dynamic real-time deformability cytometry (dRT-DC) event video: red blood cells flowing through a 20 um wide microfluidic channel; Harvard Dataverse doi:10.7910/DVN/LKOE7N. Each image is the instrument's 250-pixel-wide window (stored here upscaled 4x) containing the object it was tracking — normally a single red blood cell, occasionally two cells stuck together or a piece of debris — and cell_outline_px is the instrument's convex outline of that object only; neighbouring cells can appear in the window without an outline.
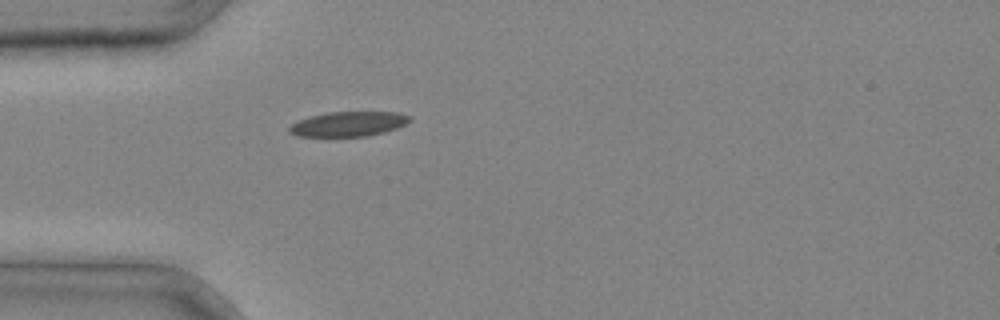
{"species": "common noctule bat (a hibernating species)", "species_latin": "Nyctalus noctula", "temperature_condition": "cold", "stored_images_in_passage": 25, "camera_frame_rate_fps": 3000, "um_per_image_px": 0.085, "animal": {"sex": "male", "body_mass_g": 20.4}, "frame": {"image": 1, "passage_image": 1, "time_ms": 0.0, "image_size_px": [1000, 320], "cell_outline_px": [[412, 120], [396, 128], [384, 132], [368, 136], [296, 136], [288, 132], [288, 128], [292, 124], [300, 120], [312, 116], [328, 112], [396, 112], [412, 116]], "centroid_in_image_um": [29.63, 10.54], "position_along_channel_um": 55.4, "area_um2": 17.28}}
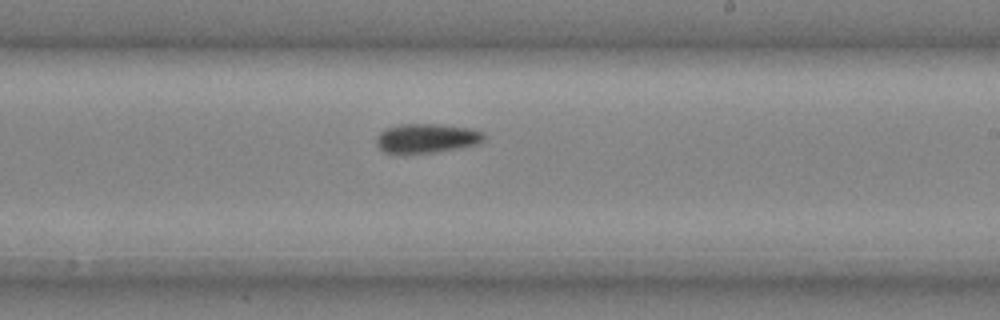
{"frame": {"image": 2, "passage_image": 13, "time_ms": 4.0, "image_size_px": [1000, 320], "cell_outline_px": [[484, 140], [476, 144], [460, 148], [436, 152], [400, 156], [396, 156], [384, 152], [376, 144], [376, 140], [380, 132], [384, 128], [400, 124], [440, 124], [472, 128], [484, 132]], "centroid_in_image_um": [36.21, 11.78], "position_along_channel_um": 252.8, "area_um2": 19.07}}
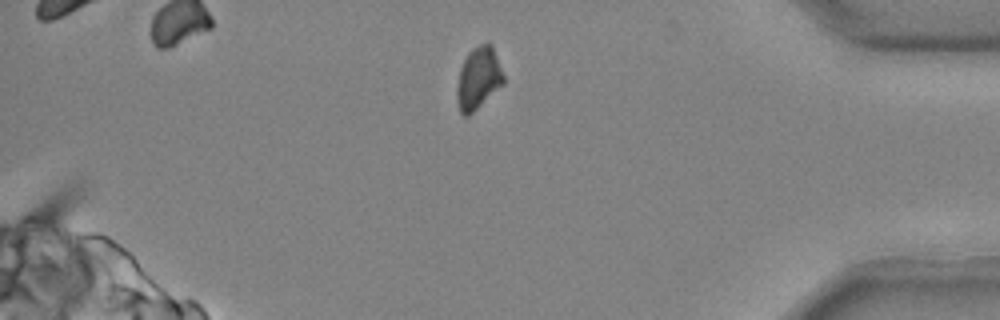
{"frame": {"image": 3, "passage_image": 23, "time_ms": 7.333, "image_size_px": [1000, 320], "cell_outline_px": [[504, 84], [468, 116], [464, 116], [460, 112], [456, 100], [456, 88], [460, 68], [468, 52], [472, 48], [480, 44], [492, 44], [504, 76]], "centroid_in_image_um": [40.65, 6.66], "position_along_channel_um": 394.6, "area_um2": 16.88}}